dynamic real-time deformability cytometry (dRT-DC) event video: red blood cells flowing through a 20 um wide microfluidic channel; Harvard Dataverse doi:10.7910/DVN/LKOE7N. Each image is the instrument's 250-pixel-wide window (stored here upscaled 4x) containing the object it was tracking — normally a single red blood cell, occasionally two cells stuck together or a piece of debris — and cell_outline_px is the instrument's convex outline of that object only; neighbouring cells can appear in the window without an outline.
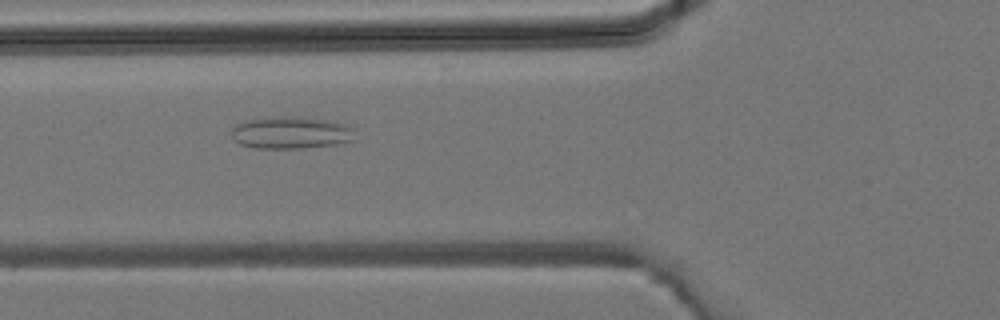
{"species": "common noctule bat (a hibernating species)", "species_latin": "Nyctalus noctula", "temperature_condition": "room temperature", "stored_images_in_passage": 38, "camera_frame_rate_fps": 3000, "um_per_image_px": 0.085, "animal": {"sex": "male", "body_mass_g": 19.2, "forearm_length_mm": 51.8}, "frame": {"image": 1, "passage_image": 14, "time_ms": 4.333, "image_size_px": [1000, 320], "cell_outline_px": [[352, 140], [336, 144], [300, 148], [256, 148], [240, 144], [232, 140], [232, 128], [236, 124], [248, 120], [272, 116], [296, 116], [324, 120], [344, 124], [352, 128]], "centroid_in_image_um": [24.65, 11.27], "position_along_channel_um": 101.2, "area_um2": 22.95}}
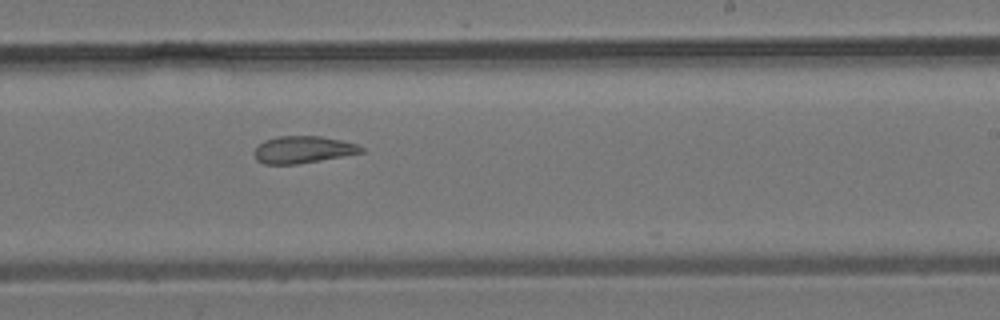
{"frame": {"image": 2, "passage_image": 23, "time_ms": 7.333, "image_size_px": [1000, 320], "cell_outline_px": [[364, 152], [320, 160], [296, 164], [264, 164], [256, 160], [252, 152], [264, 140], [280, 136], [320, 136], [340, 140], [356, 144], [364, 148]], "centroid_in_image_um": [25.72, 12.72], "position_along_channel_um": 263.3, "area_um2": 16.76}}
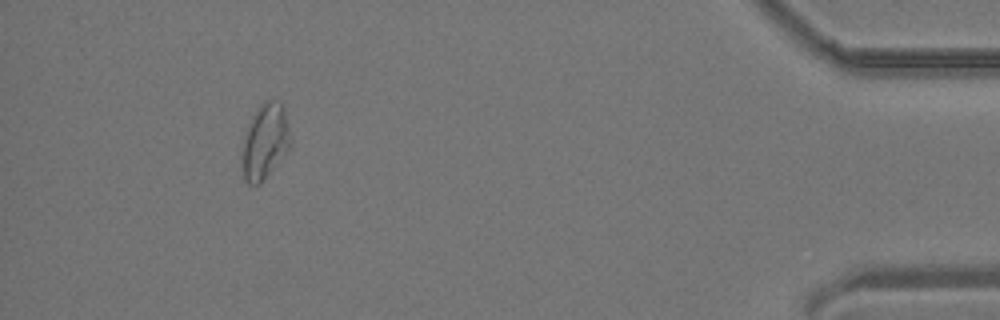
{"frame": {"image": 3, "passage_image": 35, "time_ms": 11.333, "image_size_px": [1000, 320], "cell_outline_px": [[292, 144], [288, 152], [260, 184], [248, 184], [244, 180], [240, 152], [244, 136], [248, 124], [256, 108], [264, 100], [280, 100], [284, 108], [292, 136]], "centroid_in_image_um": [22.53, 12.01], "position_along_channel_um": 412.7, "area_um2": 22.02}}